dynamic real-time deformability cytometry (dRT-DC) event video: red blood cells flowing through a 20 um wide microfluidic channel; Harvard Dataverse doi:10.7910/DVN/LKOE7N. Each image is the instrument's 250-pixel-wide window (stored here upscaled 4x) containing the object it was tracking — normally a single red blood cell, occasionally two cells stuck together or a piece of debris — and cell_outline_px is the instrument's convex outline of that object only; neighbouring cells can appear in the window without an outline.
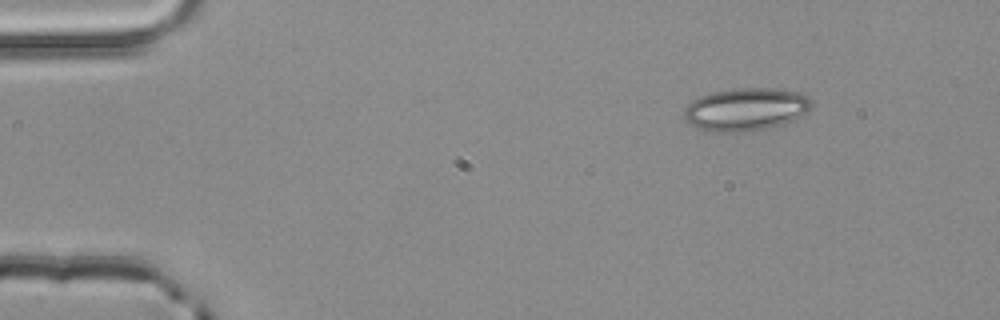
{"species": "common noctule bat (a hibernating species)", "species_latin": "Nyctalus noctula", "temperature_condition": "room temperature", "stored_images_in_passage": 3, "camera_frame_rate_fps": 3000, "um_per_image_px": 0.085, "animal": {"sex": "male", "body_mass_g": 20.4}, "frame": {"image": 1, "passage_image": 1, "time_ms": 0.0, "image_size_px": [1000, 320], "cell_outline_px": [[812, 108], [800, 116], [792, 120], [768, 128], [752, 132], [716, 132], [700, 128], [684, 120], [684, 108], [692, 100], [700, 96], [712, 92], [732, 88], [772, 88], [796, 92], [808, 96], [812, 100]], "centroid_in_image_um": [63.39, 9.29], "position_along_channel_um": 21.6, "area_um2": 31.91}}